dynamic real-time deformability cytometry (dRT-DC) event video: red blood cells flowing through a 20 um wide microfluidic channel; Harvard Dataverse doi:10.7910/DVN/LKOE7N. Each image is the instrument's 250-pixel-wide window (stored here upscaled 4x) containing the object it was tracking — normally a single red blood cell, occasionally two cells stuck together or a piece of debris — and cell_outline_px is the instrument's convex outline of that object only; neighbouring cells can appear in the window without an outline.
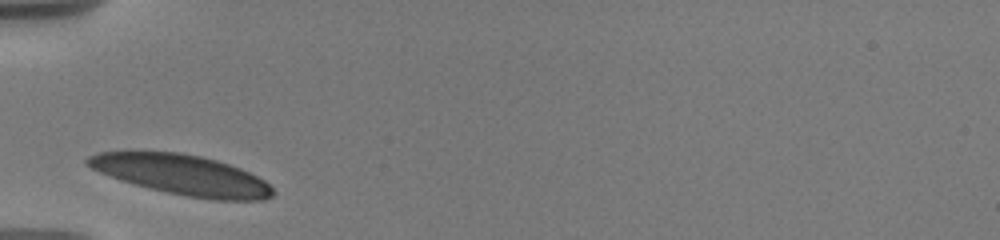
{"species": "human", "species_latin": "Homo sapiens", "temperature_condition": "warm", "stored_images_in_passage": 4, "camera_frame_rate_fps": 3000, "um_per_image_px": 0.085, "donor": {"sex": "male"}, "frame": {"image": 1, "passage_image": 1, "time_ms": 0.0, "image_size_px": [1000, 240], "cell_outline_px": [[276, 192], [272, 196], [264, 200], [216, 200], [188, 196], [148, 188], [120, 180], [100, 172], [84, 164], [84, 160], [88, 156], [100, 152], [136, 148], [180, 152], [200, 156], [216, 160], [240, 168], [264, 180]], "centroid_in_image_um": [15.37, 14.81], "position_along_channel_um": 69.6, "area_um2": 44.16}}
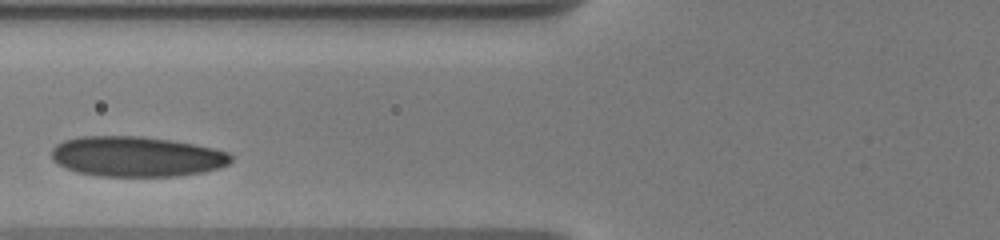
{"frame": {"image": 2, "passage_image": 3, "time_ms": 1.333, "image_size_px": [1000, 240], "cell_outline_px": [[232, 160], [228, 164], [220, 168], [204, 172], [176, 176], [100, 176], [76, 172], [64, 168], [52, 160], [52, 148], [56, 144], [64, 140], [76, 136], [144, 136], [172, 140], [212, 148], [228, 152], [232, 156]], "centroid_in_image_um": [11.58, 13.3], "position_along_channel_um": 114.2, "area_um2": 42.37}}